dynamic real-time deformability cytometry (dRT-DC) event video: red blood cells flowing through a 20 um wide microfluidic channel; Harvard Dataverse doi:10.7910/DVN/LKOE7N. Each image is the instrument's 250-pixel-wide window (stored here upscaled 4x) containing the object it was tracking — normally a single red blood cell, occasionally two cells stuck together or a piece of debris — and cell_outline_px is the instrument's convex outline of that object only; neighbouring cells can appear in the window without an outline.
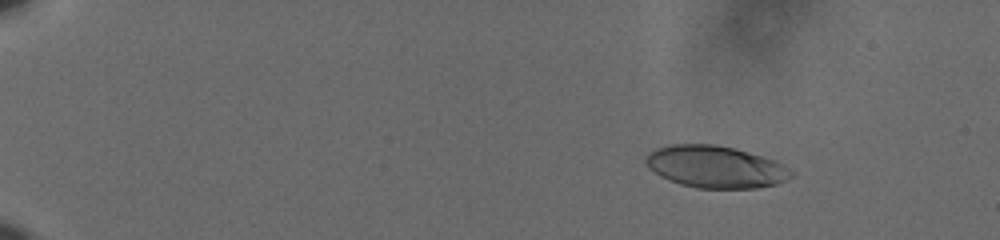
{"species": "human", "species_latin": "Homo sapiens", "temperature_condition": "cold", "stored_images_in_passage": 56, "camera_frame_rate_fps": 3000, "um_per_image_px": 0.085, "donor": {"sex": "male"}, "frame": {"image": 1, "passage_image": 6, "time_ms": 1.667, "image_size_px": [1000, 240], "cell_outline_px": [[796, 172], [792, 176], [776, 184], [756, 188], [696, 188], [680, 184], [668, 180], [660, 176], [644, 160], [644, 156], [648, 152], [656, 148], [672, 144], [716, 144], [748, 152], [772, 160]], "centroid_in_image_um": [60.79, 14.18], "position_along_channel_um": 24.2, "area_um2": 35.37}}
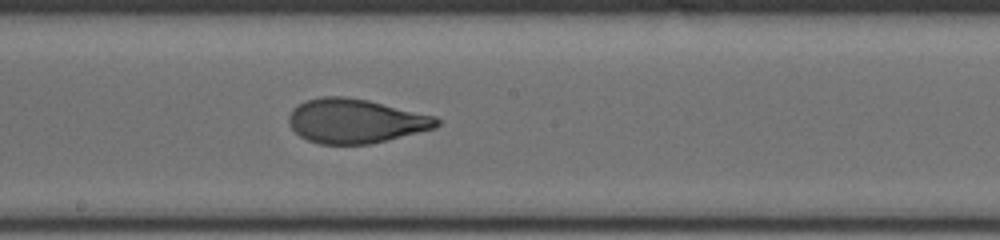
{"frame": {"image": 2, "passage_image": 33, "time_ms": 10.667, "image_size_px": [1000, 240], "cell_outline_px": [[440, 124], [436, 128], [368, 144], [320, 144], [308, 140], [300, 136], [288, 124], [288, 116], [292, 108], [308, 100], [324, 96], [344, 96], [368, 100], [436, 116], [440, 120]], "centroid_in_image_um": [30.22, 10.28], "position_along_channel_um": 218.0, "area_um2": 38.03}}
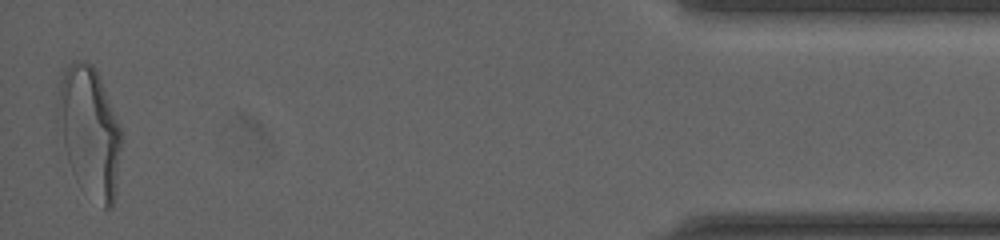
{"frame": {"image": 3, "passage_image": 56, "time_ms": 18.333, "image_size_px": [1000, 240], "cell_outline_px": [[120, 148], [116, 188], [112, 208], [104, 208], [68, 160], [56, 120], [60, 80], [68, 64], [72, 60], [84, 60], [92, 64], [96, 68], [120, 128]], "centroid_in_image_um": [7.6, 11.01], "position_along_channel_um": 427.6, "area_um2": 46.07}, "authors_computed_cell_mechanics": {"area_um2": 38.0035, "velocity_mm_per_s": 3.6313, "shape_relaxation_time_tau1_ms": 4.4543, "shape_relaxation_time_tau2_ms": 1.1342, "deformation_change_tau1": 0.182, "deformation_change_tau2": 0.075}}